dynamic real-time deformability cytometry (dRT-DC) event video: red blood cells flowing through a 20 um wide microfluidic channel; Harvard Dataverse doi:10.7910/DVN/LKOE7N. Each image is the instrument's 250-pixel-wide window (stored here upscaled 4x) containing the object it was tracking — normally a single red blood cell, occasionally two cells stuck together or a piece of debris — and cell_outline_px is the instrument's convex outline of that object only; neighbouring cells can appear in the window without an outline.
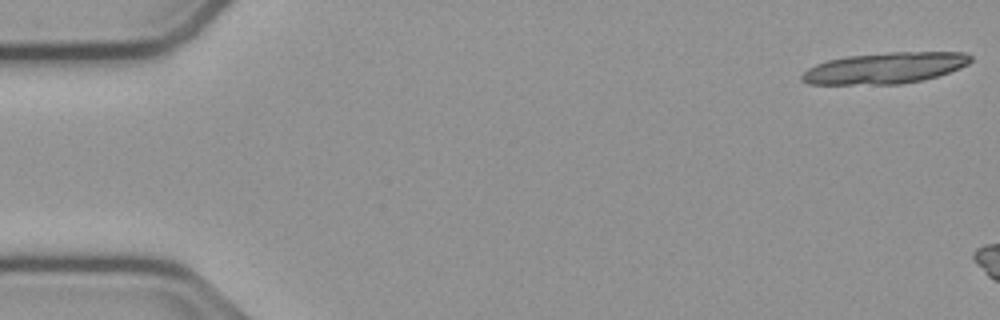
{"species": "common noctule bat (a hibernating species)", "species_latin": "Nyctalus noctula", "temperature_condition": "cold", "stored_images_in_passage": 6, "camera_frame_rate_fps": 3000, "um_per_image_px": 0.085, "animal": {"sex": "male", "body_mass_g": 23.1, "forearm_length_mm": 52.7}, "frame": {"image": 1, "passage_image": 1, "time_ms": 0.0, "image_size_px": [1000, 320], "cell_outline_px": [[972, 60], [968, 64], [960, 68], [924, 80], [900, 84], [808, 84], [800, 80], [800, 76], [808, 68], [816, 64], [828, 60], [848, 56], [888, 52], [964, 52], [972, 56]], "centroid_in_image_um": [75.22, 5.78], "position_along_channel_um": 9.8, "area_um2": 30.63}}